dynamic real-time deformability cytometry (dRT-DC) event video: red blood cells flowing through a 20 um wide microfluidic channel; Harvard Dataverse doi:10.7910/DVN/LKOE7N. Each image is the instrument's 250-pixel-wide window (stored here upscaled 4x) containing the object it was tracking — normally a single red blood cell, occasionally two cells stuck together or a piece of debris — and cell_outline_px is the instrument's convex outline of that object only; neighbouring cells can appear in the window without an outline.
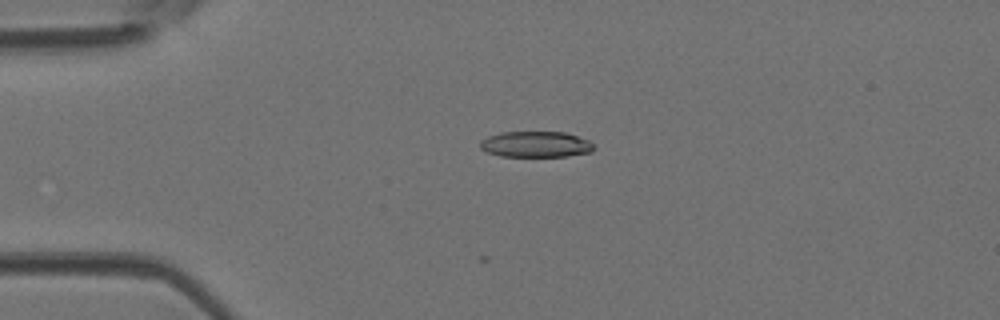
{"species": "Egyptian fruit bat (a non-hibernating species)", "species_latin": "Rousettus aegyptiacus", "temperature_condition": "room temperature", "stored_images_in_passage": 2, "camera_frame_rate_fps": 3000, "um_per_image_px": 0.085, "animal": {"sex": "female"}, "frame": {"image": 1, "passage_image": 2, "time_ms": 0.333, "image_size_px": [1000, 320], "cell_outline_px": [[596, 148], [592, 152], [568, 156], [500, 156], [488, 152], [480, 148], [480, 140], [488, 136], [500, 132], [564, 132], [588, 140]], "centroid_in_image_um": [45.54, 12.27], "position_along_channel_um": 39.5, "area_um2": 17.17}}